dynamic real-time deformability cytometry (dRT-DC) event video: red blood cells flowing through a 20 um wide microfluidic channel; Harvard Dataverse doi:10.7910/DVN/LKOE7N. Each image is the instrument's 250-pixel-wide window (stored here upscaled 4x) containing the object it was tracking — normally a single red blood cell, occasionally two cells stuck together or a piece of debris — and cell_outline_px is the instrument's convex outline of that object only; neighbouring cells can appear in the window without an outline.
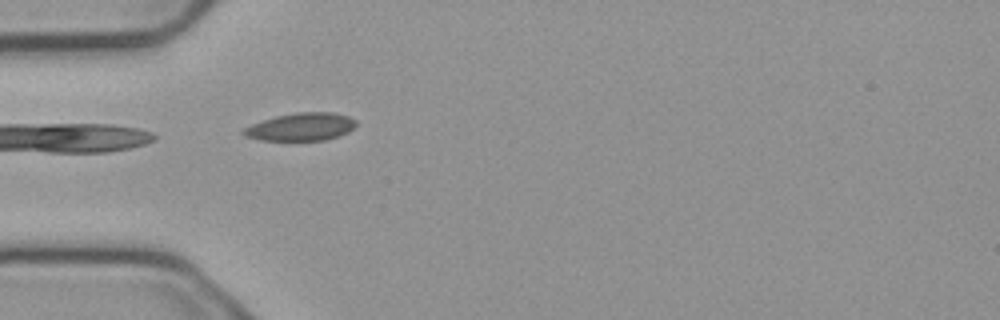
{"species": "common noctule bat (a hibernating species)", "species_latin": "Nyctalus noctula", "temperature_condition": "cold", "stored_images_in_passage": 5, "camera_frame_rate_fps": 3000, "um_per_image_px": 0.085, "animal": {"sex": "male", "body_mass_g": 23.1, "forearm_length_mm": 52.7}, "frame": {"image": 1, "passage_image": 5, "time_ms": 1.333, "image_size_px": [1000, 320], "cell_outline_px": [[356, 124], [348, 132], [324, 140], [260, 140], [244, 136], [240, 132], [244, 128], [252, 124], [276, 116], [296, 112], [332, 112], [348, 116], [356, 120]], "centroid_in_image_um": [25.56, 10.78], "position_along_channel_um": 59.4, "area_um2": 18.09}}